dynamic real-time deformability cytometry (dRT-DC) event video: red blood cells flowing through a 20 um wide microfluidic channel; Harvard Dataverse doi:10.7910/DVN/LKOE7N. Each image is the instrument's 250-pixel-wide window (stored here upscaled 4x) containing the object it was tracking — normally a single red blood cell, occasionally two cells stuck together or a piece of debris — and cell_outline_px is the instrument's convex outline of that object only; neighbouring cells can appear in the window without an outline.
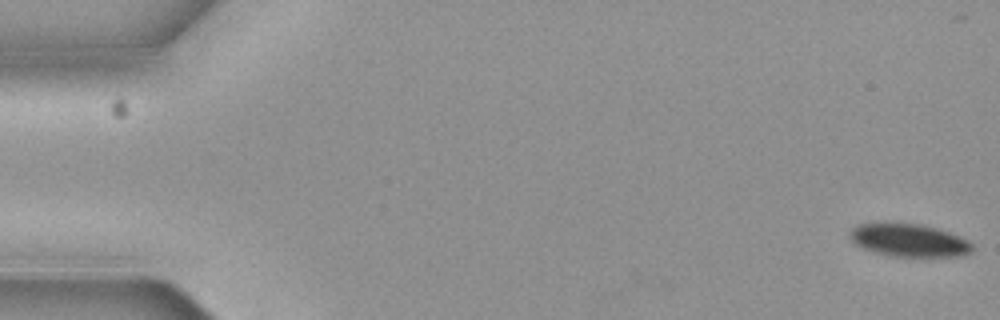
{"species": "common noctule bat (a hibernating species)", "species_latin": "Nyctalus noctula", "temperature_condition": "cold", "stored_images_in_passage": 5, "camera_frame_rate_fps": 3000, "um_per_image_px": 0.085, "animal": {"sex": "female", "body_mass_g": 19.3, "forearm_length_mm": 54.1}, "frame": {"image": 1, "passage_image": 1, "time_ms": 0.0, "image_size_px": [1000, 320], "cell_outline_px": [[972, 252], [964, 256], [892, 256], [876, 252], [864, 248], [856, 244], [852, 240], [852, 228], [860, 224], [880, 220], [920, 224], [936, 228], [960, 236], [968, 240], [972, 244]], "centroid_in_image_um": [77.27, 20.38], "position_along_channel_um": 7.7, "area_um2": 23.7}}
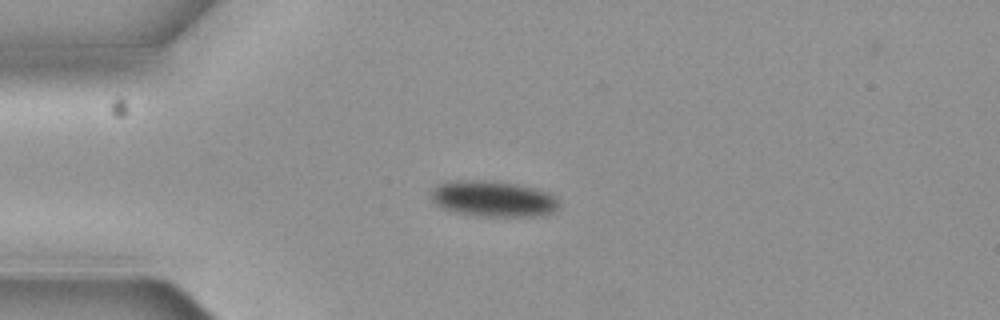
{"frame": {"image": 2, "passage_image": 5, "time_ms": 1.333, "image_size_px": [1000, 320], "cell_outline_px": [[556, 208], [548, 212], [536, 216], [480, 216], [456, 212], [444, 208], [436, 204], [432, 200], [432, 188], [440, 184], [456, 180], [484, 180], [516, 184], [536, 188], [548, 192], [556, 196]], "centroid_in_image_um": [41.89, 16.88], "position_along_channel_um": 43.1, "area_um2": 26.3}}